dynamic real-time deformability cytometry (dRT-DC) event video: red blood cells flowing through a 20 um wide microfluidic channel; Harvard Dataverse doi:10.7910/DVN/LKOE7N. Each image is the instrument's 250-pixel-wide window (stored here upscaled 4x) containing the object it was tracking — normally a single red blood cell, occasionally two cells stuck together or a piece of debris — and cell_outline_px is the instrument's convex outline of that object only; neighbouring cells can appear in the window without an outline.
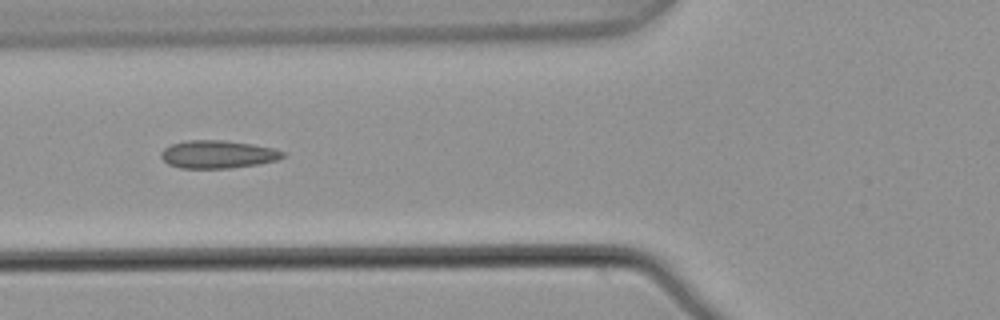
{"species": "common noctule bat (a hibernating species)", "species_latin": "Nyctalus noctula", "temperature_condition": "warm", "stored_images_in_passage": 7, "camera_frame_rate_fps": 3000, "um_per_image_px": 0.085, "animal": {"sex": "male", "body_mass_g": 21.5, "forearm_length_mm": 52.0}, "frame": {"image": 1, "passage_image": 5, "time_ms": 1.333, "image_size_px": [1000, 320], "cell_outline_px": [[284, 156], [276, 160], [260, 164], [228, 168], [180, 168], [168, 164], [160, 156], [160, 152], [164, 148], [172, 144], [188, 140], [224, 140], [252, 144], [272, 148], [284, 152]], "centroid_in_image_um": [18.48, 13.12], "position_along_channel_um": 107.3, "area_um2": 19.71}}
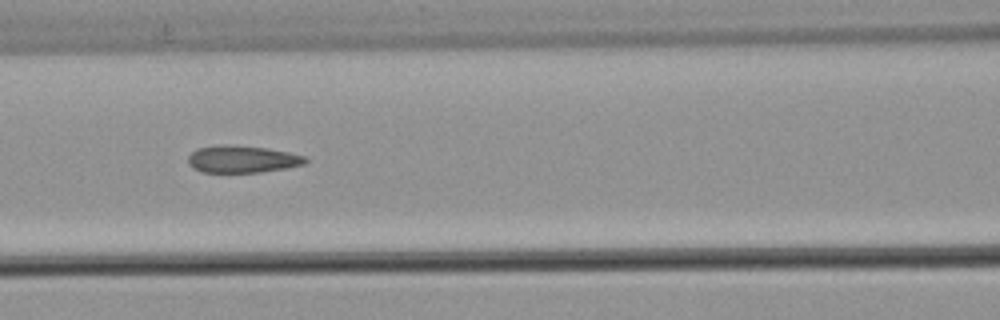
{"frame": {"image": 2, "passage_image": 6, "time_ms": 1.667, "image_size_px": [1000, 320], "cell_outline_px": [[308, 160], [304, 164], [284, 168], [260, 172], [204, 172], [192, 168], [188, 164], [188, 156], [196, 148], [220, 144], [268, 148], [288, 152], [304, 156]], "centroid_in_image_um": [20.55, 13.52], "position_along_channel_um": 146.1, "area_um2": 18.5}}